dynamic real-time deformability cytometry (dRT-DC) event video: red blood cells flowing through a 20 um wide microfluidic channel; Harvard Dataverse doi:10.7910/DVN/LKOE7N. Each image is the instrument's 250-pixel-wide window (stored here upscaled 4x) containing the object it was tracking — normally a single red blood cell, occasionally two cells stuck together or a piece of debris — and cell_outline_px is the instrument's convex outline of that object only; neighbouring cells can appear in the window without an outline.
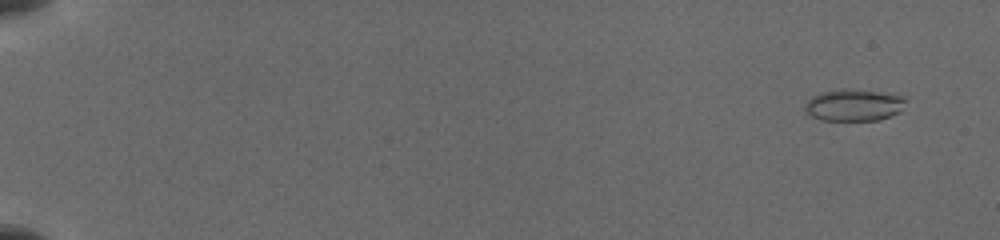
{"species": "common noctule bat (a hibernating species)", "species_latin": "Nyctalus noctula", "temperature_condition": "cold", "stored_images_in_passage": 18, "camera_frame_rate_fps": 3000, "um_per_image_px": 0.085, "animal": {"sex": "female", "body_mass_g": 19.5, "forearm_length_mm": 54.1}, "frame": {"image": 1, "passage_image": 4, "time_ms": 1.0, "image_size_px": [1000, 240], "cell_outline_px": [[904, 100], [900, 112], [876, 120], [824, 120], [812, 116], [804, 108], [808, 100], [812, 96], [824, 92], [876, 92], [900, 96]], "centroid_in_image_um": [72.55, 8.99], "position_along_channel_um": 12.5, "area_um2": 17.28}}